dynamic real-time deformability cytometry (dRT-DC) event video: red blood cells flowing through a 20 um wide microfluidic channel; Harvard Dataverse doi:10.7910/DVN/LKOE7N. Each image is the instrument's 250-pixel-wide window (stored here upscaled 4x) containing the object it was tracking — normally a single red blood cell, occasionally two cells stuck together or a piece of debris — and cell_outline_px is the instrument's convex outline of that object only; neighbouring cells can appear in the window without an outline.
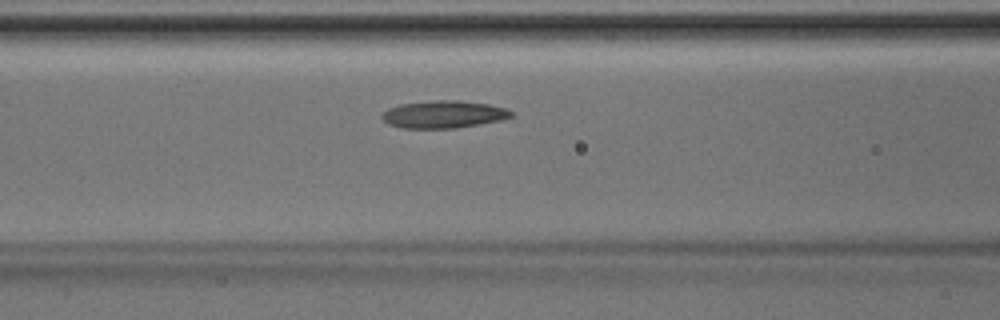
{"species": "Egyptian fruit bat (a non-hibernating species)", "species_latin": "Rousettus aegyptiacus", "temperature_condition": "room temperature", "stored_images_in_passage": 11, "camera_frame_rate_fps": 3000, "um_per_image_px": 0.085, "animal": {"sex": "male"}, "frame": {"image": 1, "passage_image": 10, "time_ms": 3.0, "image_size_px": [1000, 320], "cell_outline_px": [[512, 116], [500, 120], [456, 128], [400, 128], [388, 124], [380, 116], [388, 108], [400, 104], [436, 100], [460, 100], [488, 104], [508, 108], [512, 112]], "centroid_in_image_um": [37.69, 9.71], "position_along_channel_um": 128.9, "area_um2": 20.63}}